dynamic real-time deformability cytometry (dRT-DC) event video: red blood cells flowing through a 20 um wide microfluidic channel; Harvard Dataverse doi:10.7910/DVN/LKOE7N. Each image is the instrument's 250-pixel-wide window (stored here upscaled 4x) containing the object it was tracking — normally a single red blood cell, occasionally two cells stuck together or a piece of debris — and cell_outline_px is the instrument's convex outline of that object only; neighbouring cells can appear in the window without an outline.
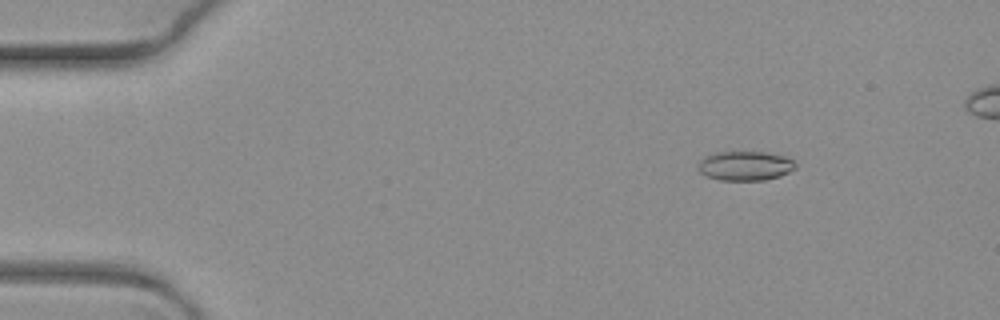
{"species": "common noctule bat (a hibernating species)", "species_latin": "Nyctalus noctula", "temperature_condition": "warm", "stored_images_in_passage": 9, "camera_frame_rate_fps": 3000, "um_per_image_px": 0.085, "animal": {"sex": "female", "body_mass_g": 19.3, "forearm_length_mm": 54.1}, "frame": {"image": 1, "passage_image": 1, "time_ms": 0.0, "image_size_px": [1000, 320], "cell_outline_px": [[796, 168], [780, 176], [764, 180], [720, 180], [708, 176], [700, 172], [700, 160], [704, 156], [716, 152], [768, 152], [784, 156], [792, 160], [796, 164]], "centroid_in_image_um": [63.36, 14.09], "position_along_channel_um": 21.6, "area_um2": 16.53}}
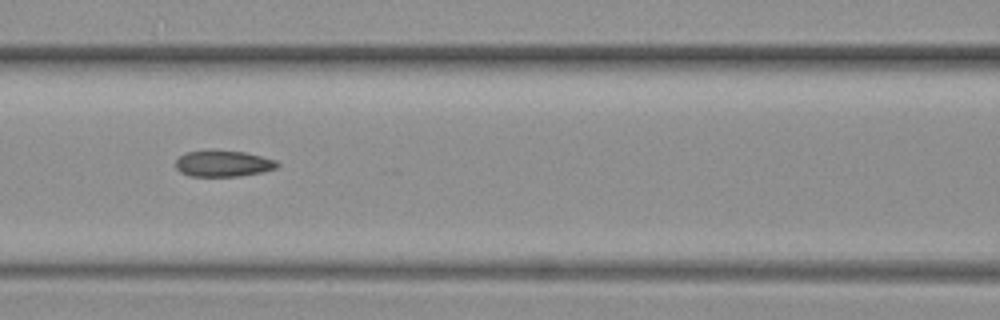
{"frame": {"image": 2, "passage_image": 7, "time_ms": 2.0, "image_size_px": [1000, 320], "cell_outline_px": [[280, 164], [276, 168], [260, 172], [240, 176], [188, 176], [180, 172], [176, 168], [176, 160], [184, 152], [244, 152], [276, 160]], "centroid_in_image_um": [18.96, 13.93], "position_along_channel_um": 147.6, "area_um2": 15.03}}
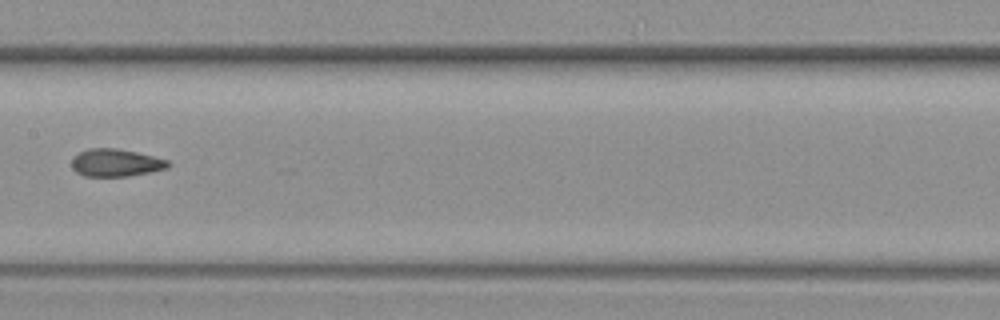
{"frame": {"image": 3, "passage_image": 8, "time_ms": 2.333, "image_size_px": [1000, 320], "cell_outline_px": [[172, 164], [168, 168], [128, 176], [84, 176], [76, 172], [72, 168], [72, 160], [80, 152], [88, 148], [116, 148], [136, 152], [168, 160]], "centroid_in_image_um": [9.85, 13.83], "position_along_channel_um": 197.6, "area_um2": 15.37}}